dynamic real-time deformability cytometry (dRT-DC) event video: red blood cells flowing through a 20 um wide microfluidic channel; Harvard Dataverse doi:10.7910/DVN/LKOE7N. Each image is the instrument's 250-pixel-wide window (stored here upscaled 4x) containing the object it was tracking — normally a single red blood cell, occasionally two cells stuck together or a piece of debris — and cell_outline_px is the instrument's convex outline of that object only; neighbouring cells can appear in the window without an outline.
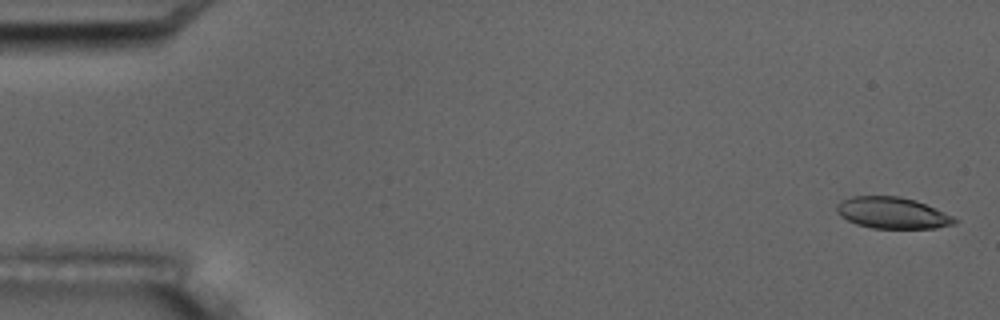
{"species": "common noctule bat (a hibernating species)", "species_latin": "Nyctalus noctula", "temperature_condition": "room temperature", "stored_images_in_passage": 7, "camera_frame_rate_fps": 3000, "um_per_image_px": 0.085, "animal": {"sex": "male", "body_mass_g": 17.5, "forearm_length_mm": 52.3}, "frame": {"image": 1, "passage_image": 1, "time_ms": 0.0, "image_size_px": [1000, 320], "cell_outline_px": [[960, 220], [956, 224], [936, 228], [872, 228], [856, 224], [840, 216], [836, 212], [836, 204], [840, 200], [852, 196], [900, 196], [916, 200], [936, 208]], "centroid_in_image_um": [75.85, 18.09], "position_along_channel_um": 9.1, "area_um2": 21.79}}